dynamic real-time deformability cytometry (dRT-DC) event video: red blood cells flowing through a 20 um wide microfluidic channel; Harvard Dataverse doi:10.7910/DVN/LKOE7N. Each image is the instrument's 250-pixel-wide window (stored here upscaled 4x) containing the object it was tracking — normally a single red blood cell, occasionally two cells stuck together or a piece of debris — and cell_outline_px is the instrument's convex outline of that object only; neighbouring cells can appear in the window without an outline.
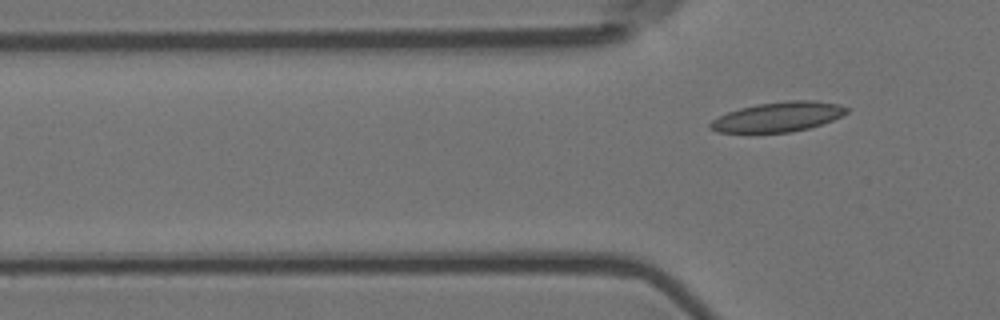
{"species": "Egyptian fruit bat (a non-hibernating species)", "species_latin": "Rousettus aegyptiacus", "temperature_condition": "room temperature", "stored_images_in_passage": 6, "camera_frame_rate_fps": 3000, "um_per_image_px": 0.085, "animal": {"sex": "female"}, "frame": {"image": 1, "passage_image": 6, "time_ms": 1.667, "image_size_px": [1000, 320], "cell_outline_px": [[848, 112], [832, 120], [808, 128], [792, 132], [716, 132], [708, 128], [708, 124], [712, 120], [728, 112], [740, 108], [756, 104], [788, 100], [816, 100], [840, 104], [848, 108]], "centroid_in_image_um": [66.13, 9.92], "position_along_channel_um": 59.7, "area_um2": 23.58}}